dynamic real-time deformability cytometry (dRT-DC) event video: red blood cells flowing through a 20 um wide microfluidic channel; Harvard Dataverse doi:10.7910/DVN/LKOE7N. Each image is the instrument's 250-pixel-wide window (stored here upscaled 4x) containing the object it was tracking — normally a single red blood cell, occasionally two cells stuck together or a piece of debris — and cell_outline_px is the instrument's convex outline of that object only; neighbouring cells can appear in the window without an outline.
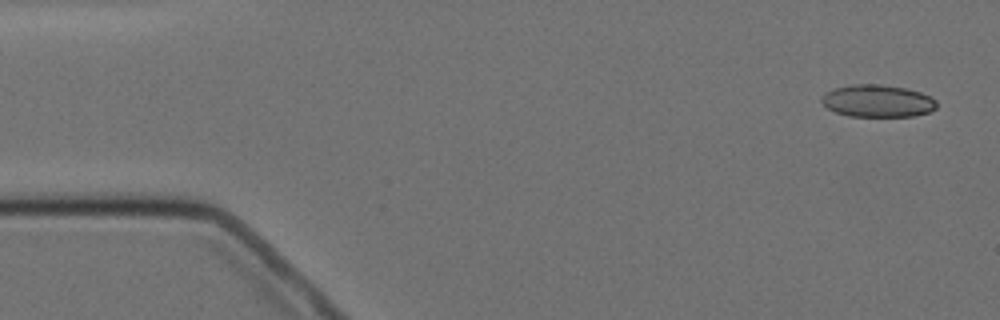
{"species": "Egyptian fruit bat (a non-hibernating species)", "species_latin": "Rousettus aegyptiacus", "temperature_condition": "cold", "stored_images_in_passage": 9, "camera_frame_rate_fps": 3000, "um_per_image_px": 0.085, "animal": {"sex": "female"}, "frame": {"image": 1, "passage_image": 1, "time_ms": 0.0, "image_size_px": [1000, 320], "cell_outline_px": [[936, 108], [928, 112], [912, 116], [848, 116], [836, 112], [828, 108], [820, 100], [832, 88], [852, 84], [880, 84], [904, 88], [920, 92], [936, 100]], "centroid_in_image_um": [74.58, 8.58], "position_along_channel_um": 10.4, "area_um2": 21.44}}
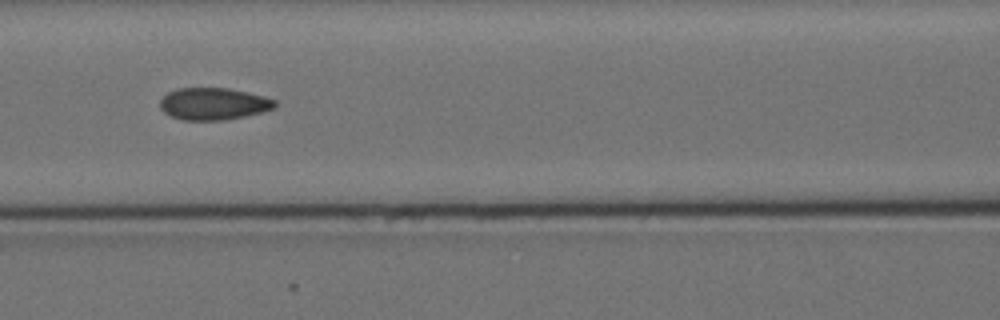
{"frame": {"image": 2, "passage_image": 7, "time_ms": 7.0, "image_size_px": [1000, 320], "cell_outline_px": [[276, 104], [272, 108], [260, 112], [244, 116], [224, 120], [184, 120], [172, 116], [164, 112], [160, 108], [160, 100], [168, 92], [176, 88], [228, 88], [248, 92], [264, 96], [276, 100]], "centroid_in_image_um": [18.12, 8.81], "position_along_channel_um": 148.5, "area_um2": 21.33}}
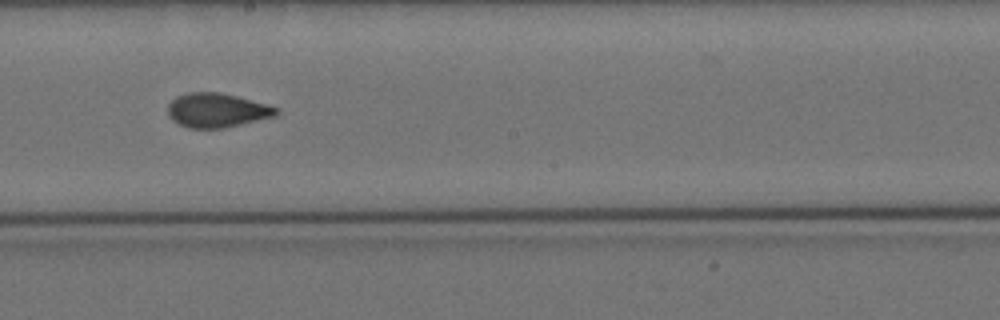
{"frame": {"image": 3, "passage_image": 9, "time_ms": 9.333, "image_size_px": [1000, 320], "cell_outline_px": [[280, 112], [276, 116], [224, 128], [188, 128], [172, 120], [168, 116], [168, 104], [176, 96], [188, 92], [220, 92], [268, 104], [280, 108]], "centroid_in_image_um": [18.45, 9.37], "position_along_channel_um": 229.7, "area_um2": 21.79}}